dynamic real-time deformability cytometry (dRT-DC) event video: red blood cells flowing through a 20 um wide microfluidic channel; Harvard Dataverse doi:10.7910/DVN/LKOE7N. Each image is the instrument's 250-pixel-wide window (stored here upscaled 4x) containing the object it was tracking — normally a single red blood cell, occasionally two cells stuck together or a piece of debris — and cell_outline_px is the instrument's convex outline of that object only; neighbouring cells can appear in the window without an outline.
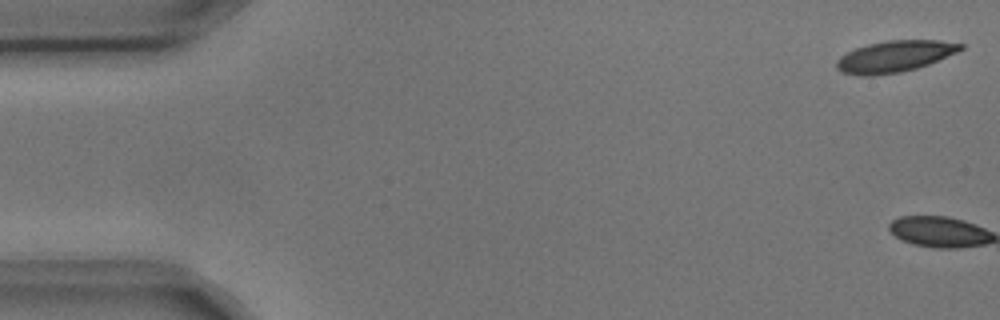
{"species": "common noctule bat (a hibernating species)", "species_latin": "Nyctalus noctula", "temperature_condition": "cold", "stored_images_in_passage": 10, "camera_frame_rate_fps": 3000, "um_per_image_px": 0.085, "animal": {"sex": "male", "body_mass_g": 17.9, "forearm_length_mm": 54.2}, "frame": {"image": 1, "passage_image": 1, "time_ms": 0.0, "image_size_px": [1000, 320], "cell_outline_px": [[964, 48], [956, 52], [928, 64], [916, 68], [900, 72], [872, 76], [864, 76], [840, 72], [836, 68], [836, 60], [840, 56], [856, 48], [868, 44], [888, 40], [940, 40], [964, 44]], "centroid_in_image_um": [76.02, 4.79], "position_along_channel_um": 9.0, "area_um2": 22.6}}
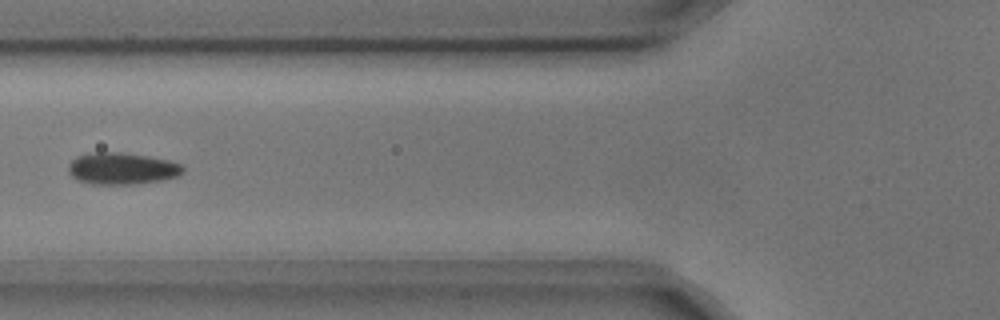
{"frame": {"image": 2, "passage_image": 6, "time_ms": 1.667, "image_size_px": [1000, 320], "cell_outline_px": [[184, 172], [180, 176], [164, 180], [136, 184], [92, 184], [76, 180], [68, 172], [68, 164], [76, 156], [96, 152], [120, 152], [148, 156], [168, 160], [184, 164]], "centroid_in_image_um": [10.4, 14.33], "position_along_channel_um": 115.4, "area_um2": 21.56}}
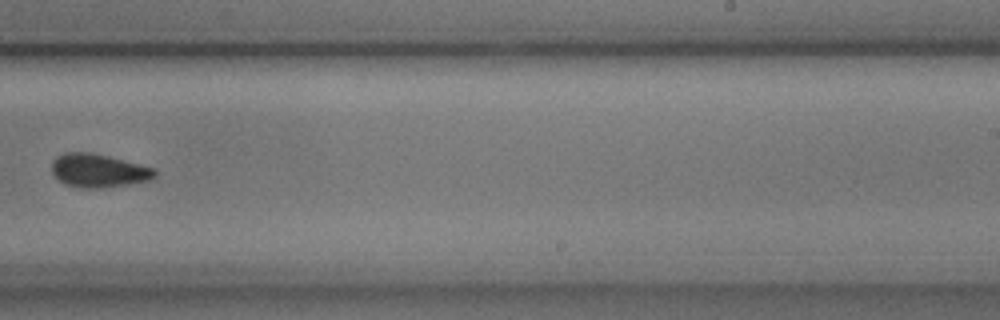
{"frame": {"image": 3, "passage_image": 10, "time_ms": 3.0, "image_size_px": [1000, 320], "cell_outline_px": [[156, 176], [148, 180], [100, 188], [76, 188], [64, 184], [56, 180], [52, 172], [52, 160], [56, 156], [64, 152], [92, 152], [156, 168]], "centroid_in_image_um": [8.31, 14.49], "position_along_channel_um": 280.7, "area_um2": 20.23}}